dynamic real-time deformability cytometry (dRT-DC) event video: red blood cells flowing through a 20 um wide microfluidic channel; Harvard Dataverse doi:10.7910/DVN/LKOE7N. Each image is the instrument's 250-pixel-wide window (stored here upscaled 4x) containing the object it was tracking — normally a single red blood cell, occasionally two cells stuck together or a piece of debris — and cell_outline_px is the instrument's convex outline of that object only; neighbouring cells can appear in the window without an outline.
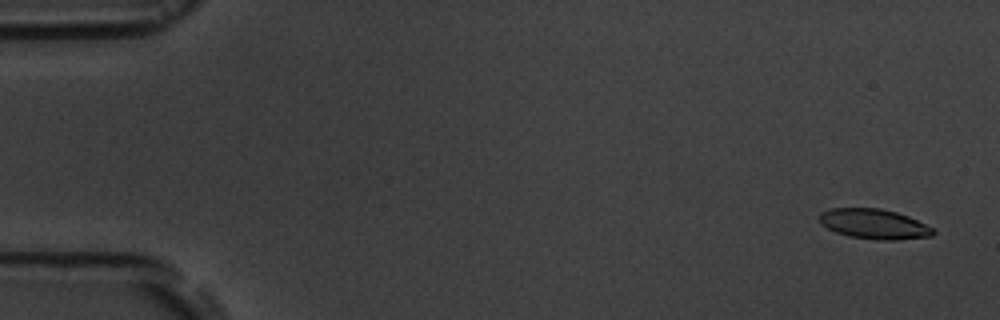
{"species": "common noctule bat (a hibernating species)", "species_latin": "Nyctalus noctula", "temperature_condition": "room temperature", "stored_images_in_passage": 3, "camera_frame_rate_fps": 3000, "um_per_image_px": 0.085, "animal": {"sex": "male", "body_mass_g": 19.5, "forearm_length_mm": 54.6}, "frame": {"image": 1, "passage_image": 1, "time_ms": 0.0, "image_size_px": [1000, 320], "cell_outline_px": [[936, 232], [932, 236], [896, 240], [876, 240], [848, 236], [836, 232], [820, 224], [820, 212], [832, 208], [880, 208], [896, 212], [908, 216], [932, 228]], "centroid_in_image_um": [74.28, 19.04], "position_along_channel_um": 10.7, "area_um2": 19.83}}